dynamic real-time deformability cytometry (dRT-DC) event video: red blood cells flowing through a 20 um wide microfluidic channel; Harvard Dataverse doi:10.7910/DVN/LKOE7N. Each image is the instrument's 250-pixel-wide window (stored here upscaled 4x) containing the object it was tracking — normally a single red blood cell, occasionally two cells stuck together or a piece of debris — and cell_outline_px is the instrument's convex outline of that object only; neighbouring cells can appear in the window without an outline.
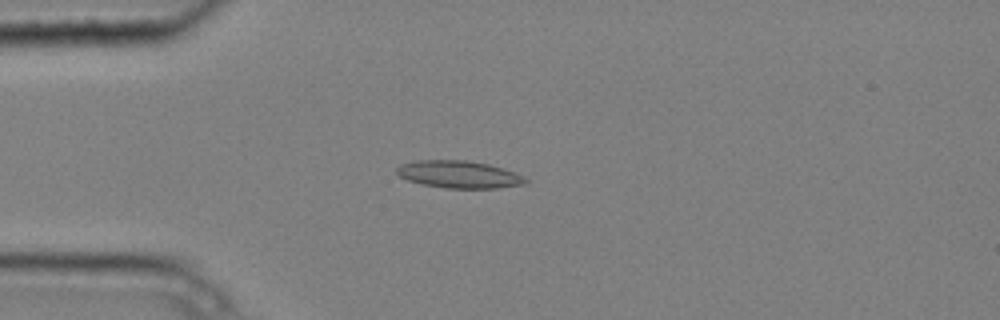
{"species": "common noctule bat (a hibernating species)", "species_latin": "Nyctalus noctula", "temperature_condition": "cold", "stored_images_in_passage": 5, "camera_frame_rate_fps": 3000, "um_per_image_px": 0.085, "animal": {"sex": "male", "body_mass_g": 20.4}, "frame": {"image": 1, "passage_image": 5, "time_ms": 1.333, "image_size_px": [1000, 320], "cell_outline_px": [[528, 184], [496, 188], [444, 188], [424, 184], [408, 180], [400, 176], [396, 172], [396, 168], [400, 164], [416, 160], [464, 160], [488, 164], [512, 172], [528, 180]], "centroid_in_image_um": [38.98, 14.83], "position_along_channel_um": 46.0, "area_um2": 20.29}}